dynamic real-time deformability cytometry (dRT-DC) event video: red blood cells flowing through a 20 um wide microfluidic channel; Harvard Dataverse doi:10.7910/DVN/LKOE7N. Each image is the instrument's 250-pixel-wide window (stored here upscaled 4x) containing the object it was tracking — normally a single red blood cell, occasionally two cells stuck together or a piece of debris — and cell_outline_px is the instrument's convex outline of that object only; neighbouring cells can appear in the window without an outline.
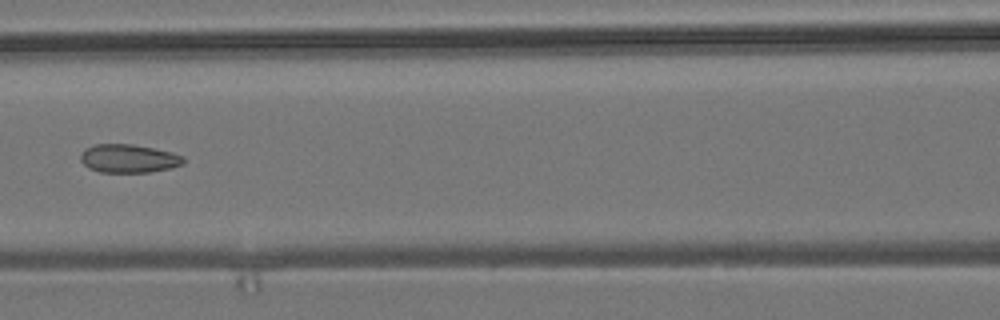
{"species": "common noctule bat (a hibernating species)", "species_latin": "Nyctalus noctula", "temperature_condition": "room temperature", "stored_images_in_passage": 6, "camera_frame_rate_fps": 3000, "um_per_image_px": 0.085, "animal": {"sex": "male", "body_mass_g": 19.2, "forearm_length_mm": 51.8}, "frame": {"image": 1, "passage_image": 6, "time_ms": 5.667, "image_size_px": [1000, 320], "cell_outline_px": [[184, 164], [172, 168], [152, 172], [100, 172], [88, 168], [80, 160], [80, 156], [84, 148], [96, 144], [132, 144], [172, 152], [184, 156]], "centroid_in_image_um": [10.94, 13.48], "position_along_channel_um": 155.7, "area_um2": 17.17}}